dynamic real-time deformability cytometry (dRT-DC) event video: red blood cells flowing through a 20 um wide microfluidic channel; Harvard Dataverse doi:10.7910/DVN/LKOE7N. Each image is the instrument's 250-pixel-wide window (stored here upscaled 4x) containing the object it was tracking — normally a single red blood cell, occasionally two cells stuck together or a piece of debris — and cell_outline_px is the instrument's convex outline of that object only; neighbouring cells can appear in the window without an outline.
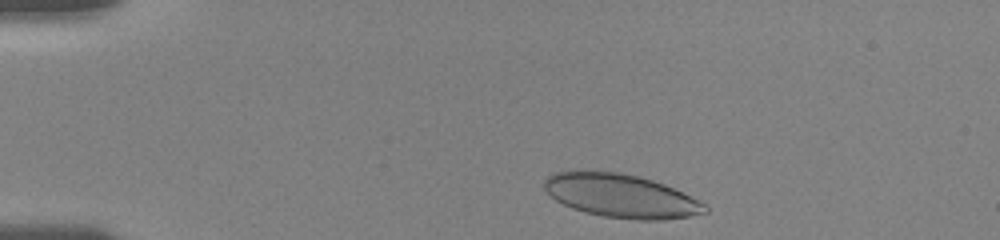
{"species": "human", "species_latin": "Homo sapiens", "temperature_condition": "room temperature", "stored_images_in_passage": 34, "camera_frame_rate_fps": 3000, "um_per_image_px": 0.085, "donor": {"sex": "female"}, "frame": {"image": 1, "passage_image": 1, "time_ms": 0.0, "image_size_px": [1000, 240], "cell_outline_px": [[708, 212], [688, 216], [664, 220], [636, 220], [604, 216], [584, 212], [572, 208], [556, 200], [544, 188], [544, 180], [548, 176], [556, 172], [616, 172], [640, 176], [664, 184], [704, 204], [708, 208]], "centroid_in_image_um": [52.78, 16.66], "position_along_channel_um": 32.2, "area_um2": 40.0}}
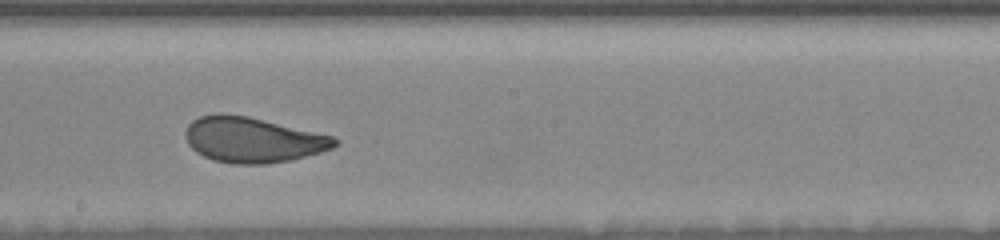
{"frame": {"image": 2, "passage_image": 20, "time_ms": 7.0, "image_size_px": [1000, 240], "cell_outline_px": [[340, 140], [332, 148], [320, 152], [292, 160], [264, 164], [232, 164], [212, 160], [196, 152], [188, 144], [184, 132], [188, 124], [192, 120], [200, 116], [216, 112], [220, 112], [248, 116], [336, 136]], "centroid_in_image_um": [21.48, 11.87], "position_along_channel_um": 226.7, "area_um2": 39.94}}
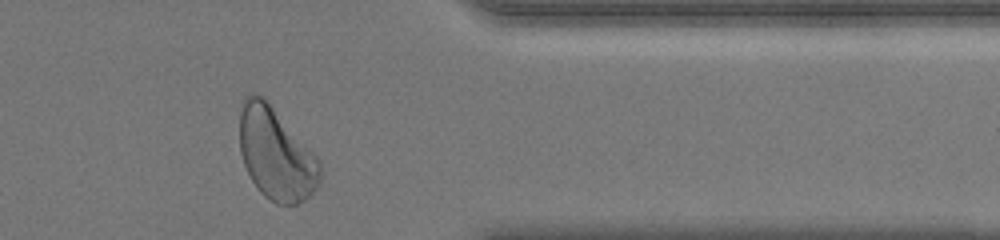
{"frame": {"image": 3, "passage_image": 34, "time_ms": 11.667, "image_size_px": [1000, 240], "cell_outline_px": [[320, 184], [304, 200], [296, 204], [276, 204], [264, 196], [256, 188], [244, 164], [240, 152], [240, 112], [244, 96], [252, 92], [264, 96], [320, 160]], "centroid_in_image_um": [23.45, 13.06], "position_along_channel_um": 388.0, "area_um2": 43.23}, "authors_computed_cell_mechanics": {"area_um2": 40.0554, "velocity_mm_per_s": 3.66, "shape_relaxation_time_tau1_ms": 2.7361, "shape_relaxation_time_tau2_ms": null, "deformation_change_tau1": 0.1335, "deformation_change_tau2": null}}